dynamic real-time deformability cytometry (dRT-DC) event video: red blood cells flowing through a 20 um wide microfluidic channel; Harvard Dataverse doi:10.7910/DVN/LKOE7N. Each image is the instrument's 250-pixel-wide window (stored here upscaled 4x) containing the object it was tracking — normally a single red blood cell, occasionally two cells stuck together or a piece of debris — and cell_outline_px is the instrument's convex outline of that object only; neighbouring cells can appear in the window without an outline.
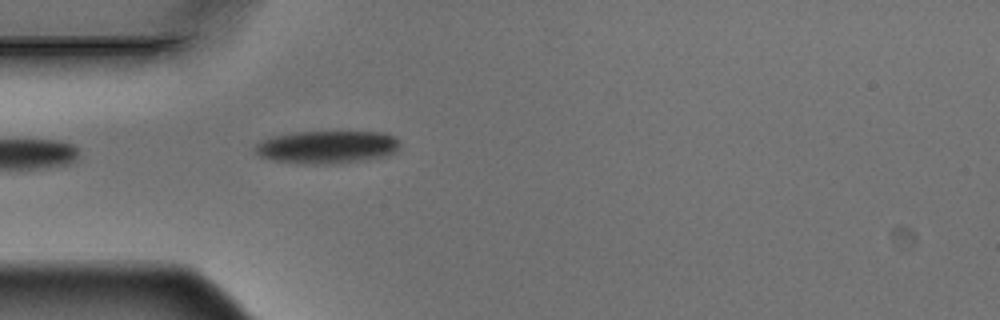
{"species": "Egyptian fruit bat (a non-hibernating species)", "species_latin": "Rousettus aegyptiacus", "temperature_condition": "warm", "stored_images_in_passage": 2, "camera_frame_rate_fps": 3000, "um_per_image_px": 0.085, "animal": {"sex": "male"}, "frame": {"image": 1, "passage_image": 2, "time_ms": 0.333, "image_size_px": [1000, 320], "cell_outline_px": [[400, 148], [396, 152], [388, 156], [360, 160], [328, 164], [300, 164], [276, 160], [260, 156], [256, 152], [256, 144], [264, 140], [276, 136], [296, 132], [384, 132], [396, 136], [400, 140]], "centroid_in_image_um": [27.89, 12.5], "position_along_channel_um": 57.1, "area_um2": 27.57}}